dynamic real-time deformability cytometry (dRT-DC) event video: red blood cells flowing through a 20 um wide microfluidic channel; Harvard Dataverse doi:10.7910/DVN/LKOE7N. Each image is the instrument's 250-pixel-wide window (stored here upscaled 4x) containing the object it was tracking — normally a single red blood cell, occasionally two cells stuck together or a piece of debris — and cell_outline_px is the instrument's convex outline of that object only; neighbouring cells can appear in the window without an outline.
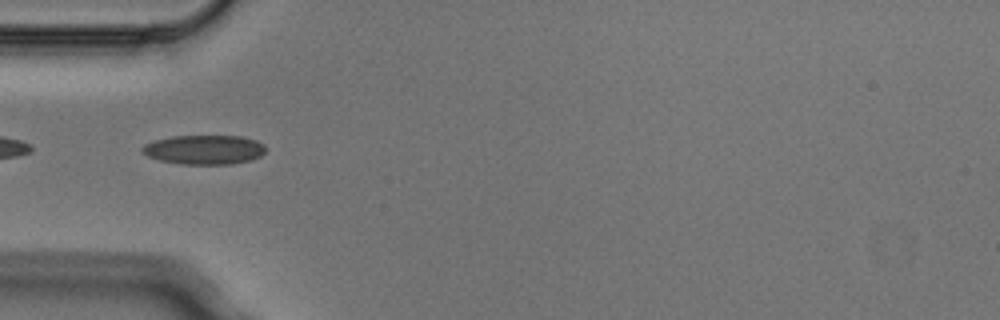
{"species": "Egyptian fruit bat (a non-hibernating species)", "species_latin": "Rousettus aegyptiacus", "temperature_condition": "cold", "stored_images_in_passage": 6, "camera_frame_rate_fps": 3000, "um_per_image_px": 0.085, "animal": {"sex": "male"}, "frame": {"image": 1, "passage_image": 4, "time_ms": 1.0, "image_size_px": [1000, 320], "cell_outline_px": [[264, 152], [260, 156], [252, 160], [232, 164], [184, 164], [160, 160], [148, 156], [140, 148], [144, 144], [156, 140], [172, 136], [240, 136], [256, 140], [264, 144]], "centroid_in_image_um": [17.38, 12.72], "position_along_channel_um": 67.6, "area_um2": 20.98}}
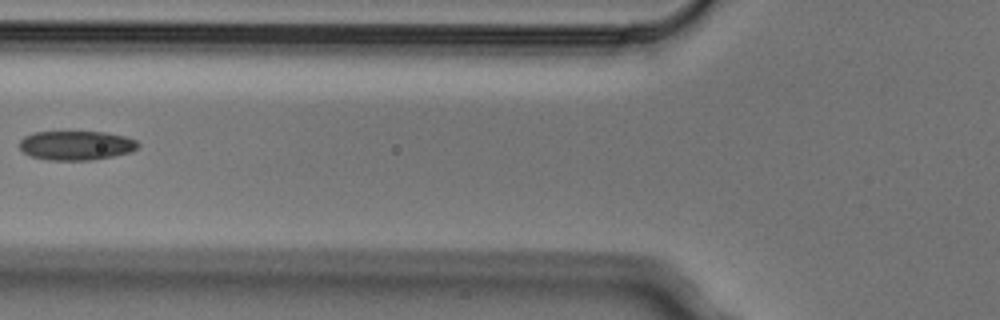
{"frame": {"image": 2, "passage_image": 5, "time_ms": 1.333, "image_size_px": [1000, 320], "cell_outline_px": [[140, 144], [132, 152], [92, 160], [48, 160], [32, 156], [24, 152], [20, 148], [20, 140], [24, 136], [32, 132], [104, 132], [128, 136], [136, 140]], "centroid_in_image_um": [6.5, 12.35], "position_along_channel_um": 119.3, "area_um2": 20.29}}
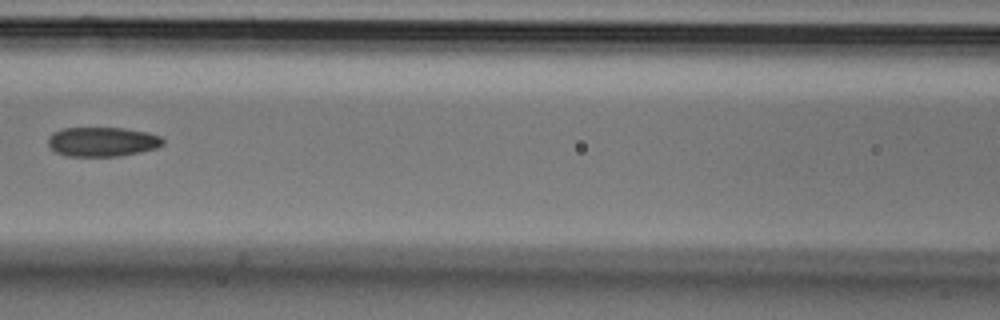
{"frame": {"image": 3, "passage_image": 6, "time_ms": 1.667, "image_size_px": [1000, 320], "cell_outline_px": [[164, 144], [156, 148], [140, 152], [120, 156], [64, 156], [56, 152], [48, 144], [48, 136], [52, 132], [64, 128], [124, 128], [148, 132], [160, 136], [164, 140]], "centroid_in_image_um": [8.7, 12.05], "position_along_channel_um": 157.9, "area_um2": 19.83}}